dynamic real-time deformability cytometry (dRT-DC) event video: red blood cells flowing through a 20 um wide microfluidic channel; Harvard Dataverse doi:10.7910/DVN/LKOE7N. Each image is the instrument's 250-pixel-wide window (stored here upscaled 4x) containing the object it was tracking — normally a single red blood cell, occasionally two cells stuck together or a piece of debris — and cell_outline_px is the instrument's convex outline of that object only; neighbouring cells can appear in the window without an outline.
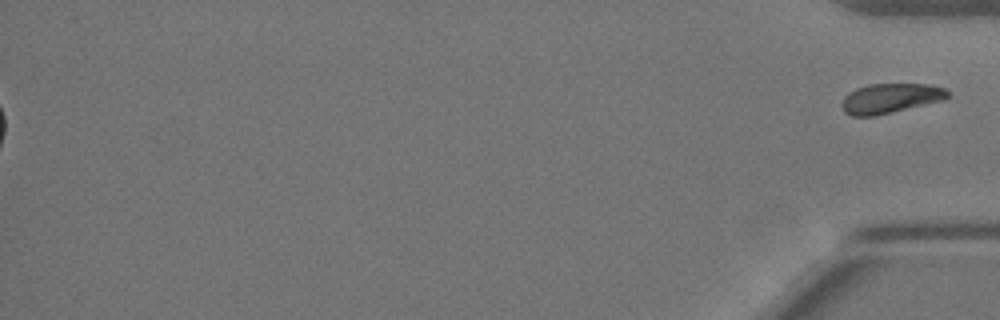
{"species": "Egyptian fruit bat (a non-hibernating species)", "species_latin": "Rousettus aegyptiacus", "temperature_condition": "warm", "stored_images_in_passage": 53, "segment_of_instrument_passage": [2, 2], "camera_frame_rate_fps": 3000, "um_per_image_px": 0.085, "animal": {"sex": "female"}, "frame": {"image": 1, "passage_image": 53, "time_ms": 17.333, "image_size_px": [1000, 320], "cell_outline_px": [[952, 96], [944, 100], [876, 116], [848, 116], [844, 112], [840, 104], [844, 96], [848, 92], [856, 88], [868, 84], [928, 84], [944, 88]], "centroid_in_image_um": [75.65, 8.36], "position_along_channel_um": 359.5, "area_um2": 18.67}}